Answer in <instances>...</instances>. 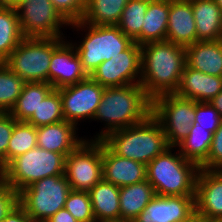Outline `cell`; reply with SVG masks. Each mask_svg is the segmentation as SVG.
<instances>
[{
  "label": "cell",
  "mask_w": 222,
  "mask_h": 222,
  "mask_svg": "<svg viewBox=\"0 0 222 222\" xmlns=\"http://www.w3.org/2000/svg\"><path fill=\"white\" fill-rule=\"evenodd\" d=\"M186 66L185 47L167 40L141 45L140 84L153 100L175 93Z\"/></svg>",
  "instance_id": "obj_1"
},
{
  "label": "cell",
  "mask_w": 222,
  "mask_h": 222,
  "mask_svg": "<svg viewBox=\"0 0 222 222\" xmlns=\"http://www.w3.org/2000/svg\"><path fill=\"white\" fill-rule=\"evenodd\" d=\"M152 112V100L138 84L106 87L93 120L105 121L106 126L95 140H102L110 132L141 123Z\"/></svg>",
  "instance_id": "obj_2"
},
{
  "label": "cell",
  "mask_w": 222,
  "mask_h": 222,
  "mask_svg": "<svg viewBox=\"0 0 222 222\" xmlns=\"http://www.w3.org/2000/svg\"><path fill=\"white\" fill-rule=\"evenodd\" d=\"M102 141L118 156L145 165L170 147L160 122L152 114L141 123L110 132Z\"/></svg>",
  "instance_id": "obj_3"
},
{
  "label": "cell",
  "mask_w": 222,
  "mask_h": 222,
  "mask_svg": "<svg viewBox=\"0 0 222 222\" xmlns=\"http://www.w3.org/2000/svg\"><path fill=\"white\" fill-rule=\"evenodd\" d=\"M170 146L146 165V180L159 196H195L200 167Z\"/></svg>",
  "instance_id": "obj_4"
},
{
  "label": "cell",
  "mask_w": 222,
  "mask_h": 222,
  "mask_svg": "<svg viewBox=\"0 0 222 222\" xmlns=\"http://www.w3.org/2000/svg\"><path fill=\"white\" fill-rule=\"evenodd\" d=\"M77 31L88 30L85 37L76 48L83 69L90 76L103 62L111 59L122 51L127 50L134 41L126 36L117 25H91L82 20L70 24Z\"/></svg>",
  "instance_id": "obj_5"
},
{
  "label": "cell",
  "mask_w": 222,
  "mask_h": 222,
  "mask_svg": "<svg viewBox=\"0 0 222 222\" xmlns=\"http://www.w3.org/2000/svg\"><path fill=\"white\" fill-rule=\"evenodd\" d=\"M65 156L38 146L14 158L1 172L0 178L19 193L45 177L65 174Z\"/></svg>",
  "instance_id": "obj_6"
},
{
  "label": "cell",
  "mask_w": 222,
  "mask_h": 222,
  "mask_svg": "<svg viewBox=\"0 0 222 222\" xmlns=\"http://www.w3.org/2000/svg\"><path fill=\"white\" fill-rule=\"evenodd\" d=\"M63 38L24 37L4 63L25 82H47L52 53Z\"/></svg>",
  "instance_id": "obj_7"
},
{
  "label": "cell",
  "mask_w": 222,
  "mask_h": 222,
  "mask_svg": "<svg viewBox=\"0 0 222 222\" xmlns=\"http://www.w3.org/2000/svg\"><path fill=\"white\" fill-rule=\"evenodd\" d=\"M71 187L65 175L45 177L18 193V204L32 222H45L64 208Z\"/></svg>",
  "instance_id": "obj_8"
},
{
  "label": "cell",
  "mask_w": 222,
  "mask_h": 222,
  "mask_svg": "<svg viewBox=\"0 0 222 222\" xmlns=\"http://www.w3.org/2000/svg\"><path fill=\"white\" fill-rule=\"evenodd\" d=\"M151 114L160 122L169 146L176 147L185 139L195 121L196 101L173 94L152 100Z\"/></svg>",
  "instance_id": "obj_9"
},
{
  "label": "cell",
  "mask_w": 222,
  "mask_h": 222,
  "mask_svg": "<svg viewBox=\"0 0 222 222\" xmlns=\"http://www.w3.org/2000/svg\"><path fill=\"white\" fill-rule=\"evenodd\" d=\"M71 190L90 191L103 179L102 140H83L66 158L65 174Z\"/></svg>",
  "instance_id": "obj_10"
},
{
  "label": "cell",
  "mask_w": 222,
  "mask_h": 222,
  "mask_svg": "<svg viewBox=\"0 0 222 222\" xmlns=\"http://www.w3.org/2000/svg\"><path fill=\"white\" fill-rule=\"evenodd\" d=\"M15 8L23 37L63 38L60 28L70 26L50 0H20Z\"/></svg>",
  "instance_id": "obj_11"
},
{
  "label": "cell",
  "mask_w": 222,
  "mask_h": 222,
  "mask_svg": "<svg viewBox=\"0 0 222 222\" xmlns=\"http://www.w3.org/2000/svg\"><path fill=\"white\" fill-rule=\"evenodd\" d=\"M90 77L105 88L140 83L141 46L134 42L127 50L103 61Z\"/></svg>",
  "instance_id": "obj_12"
},
{
  "label": "cell",
  "mask_w": 222,
  "mask_h": 222,
  "mask_svg": "<svg viewBox=\"0 0 222 222\" xmlns=\"http://www.w3.org/2000/svg\"><path fill=\"white\" fill-rule=\"evenodd\" d=\"M104 89L90 76L76 84L58 88L64 119L76 127L80 120L93 119Z\"/></svg>",
  "instance_id": "obj_13"
},
{
  "label": "cell",
  "mask_w": 222,
  "mask_h": 222,
  "mask_svg": "<svg viewBox=\"0 0 222 222\" xmlns=\"http://www.w3.org/2000/svg\"><path fill=\"white\" fill-rule=\"evenodd\" d=\"M195 214V196L155 195L132 222H183Z\"/></svg>",
  "instance_id": "obj_14"
},
{
  "label": "cell",
  "mask_w": 222,
  "mask_h": 222,
  "mask_svg": "<svg viewBox=\"0 0 222 222\" xmlns=\"http://www.w3.org/2000/svg\"><path fill=\"white\" fill-rule=\"evenodd\" d=\"M89 75L83 69L80 57L72 43L64 41L50 59L48 83L54 89L76 84Z\"/></svg>",
  "instance_id": "obj_15"
},
{
  "label": "cell",
  "mask_w": 222,
  "mask_h": 222,
  "mask_svg": "<svg viewBox=\"0 0 222 222\" xmlns=\"http://www.w3.org/2000/svg\"><path fill=\"white\" fill-rule=\"evenodd\" d=\"M195 213L222 219V170H199L195 188Z\"/></svg>",
  "instance_id": "obj_16"
},
{
  "label": "cell",
  "mask_w": 222,
  "mask_h": 222,
  "mask_svg": "<svg viewBox=\"0 0 222 222\" xmlns=\"http://www.w3.org/2000/svg\"><path fill=\"white\" fill-rule=\"evenodd\" d=\"M103 180L123 187L146 180V165L115 154L102 141Z\"/></svg>",
  "instance_id": "obj_17"
},
{
  "label": "cell",
  "mask_w": 222,
  "mask_h": 222,
  "mask_svg": "<svg viewBox=\"0 0 222 222\" xmlns=\"http://www.w3.org/2000/svg\"><path fill=\"white\" fill-rule=\"evenodd\" d=\"M166 40L183 47L197 42L191 0H169Z\"/></svg>",
  "instance_id": "obj_18"
},
{
  "label": "cell",
  "mask_w": 222,
  "mask_h": 222,
  "mask_svg": "<svg viewBox=\"0 0 222 222\" xmlns=\"http://www.w3.org/2000/svg\"><path fill=\"white\" fill-rule=\"evenodd\" d=\"M222 91V77L208 75L187 65L175 95L196 102H210Z\"/></svg>",
  "instance_id": "obj_19"
},
{
  "label": "cell",
  "mask_w": 222,
  "mask_h": 222,
  "mask_svg": "<svg viewBox=\"0 0 222 222\" xmlns=\"http://www.w3.org/2000/svg\"><path fill=\"white\" fill-rule=\"evenodd\" d=\"M74 124L64 120L61 122L37 127V146L67 157L83 140L77 138Z\"/></svg>",
  "instance_id": "obj_20"
},
{
  "label": "cell",
  "mask_w": 222,
  "mask_h": 222,
  "mask_svg": "<svg viewBox=\"0 0 222 222\" xmlns=\"http://www.w3.org/2000/svg\"><path fill=\"white\" fill-rule=\"evenodd\" d=\"M185 52L188 67L222 77V40L197 41L185 47Z\"/></svg>",
  "instance_id": "obj_21"
},
{
  "label": "cell",
  "mask_w": 222,
  "mask_h": 222,
  "mask_svg": "<svg viewBox=\"0 0 222 222\" xmlns=\"http://www.w3.org/2000/svg\"><path fill=\"white\" fill-rule=\"evenodd\" d=\"M197 41L222 40V10L214 0H191Z\"/></svg>",
  "instance_id": "obj_22"
},
{
  "label": "cell",
  "mask_w": 222,
  "mask_h": 222,
  "mask_svg": "<svg viewBox=\"0 0 222 222\" xmlns=\"http://www.w3.org/2000/svg\"><path fill=\"white\" fill-rule=\"evenodd\" d=\"M88 192L96 222H121L120 187L102 179Z\"/></svg>",
  "instance_id": "obj_23"
},
{
  "label": "cell",
  "mask_w": 222,
  "mask_h": 222,
  "mask_svg": "<svg viewBox=\"0 0 222 222\" xmlns=\"http://www.w3.org/2000/svg\"><path fill=\"white\" fill-rule=\"evenodd\" d=\"M155 195L153 186L147 180L120 187L121 222H132Z\"/></svg>",
  "instance_id": "obj_24"
},
{
  "label": "cell",
  "mask_w": 222,
  "mask_h": 222,
  "mask_svg": "<svg viewBox=\"0 0 222 222\" xmlns=\"http://www.w3.org/2000/svg\"><path fill=\"white\" fill-rule=\"evenodd\" d=\"M169 16V0H151L141 30V45L165 41Z\"/></svg>",
  "instance_id": "obj_25"
},
{
  "label": "cell",
  "mask_w": 222,
  "mask_h": 222,
  "mask_svg": "<svg viewBox=\"0 0 222 222\" xmlns=\"http://www.w3.org/2000/svg\"><path fill=\"white\" fill-rule=\"evenodd\" d=\"M53 89L47 82H25L16 104L9 113L17 121H27Z\"/></svg>",
  "instance_id": "obj_26"
},
{
  "label": "cell",
  "mask_w": 222,
  "mask_h": 222,
  "mask_svg": "<svg viewBox=\"0 0 222 222\" xmlns=\"http://www.w3.org/2000/svg\"><path fill=\"white\" fill-rule=\"evenodd\" d=\"M129 0H86L82 21L91 25H118Z\"/></svg>",
  "instance_id": "obj_27"
},
{
  "label": "cell",
  "mask_w": 222,
  "mask_h": 222,
  "mask_svg": "<svg viewBox=\"0 0 222 222\" xmlns=\"http://www.w3.org/2000/svg\"><path fill=\"white\" fill-rule=\"evenodd\" d=\"M213 133L193 123L188 136L178 145L180 154L199 167L207 160L212 143Z\"/></svg>",
  "instance_id": "obj_28"
},
{
  "label": "cell",
  "mask_w": 222,
  "mask_h": 222,
  "mask_svg": "<svg viewBox=\"0 0 222 222\" xmlns=\"http://www.w3.org/2000/svg\"><path fill=\"white\" fill-rule=\"evenodd\" d=\"M23 38L16 8L0 6V62L9 57Z\"/></svg>",
  "instance_id": "obj_29"
},
{
  "label": "cell",
  "mask_w": 222,
  "mask_h": 222,
  "mask_svg": "<svg viewBox=\"0 0 222 222\" xmlns=\"http://www.w3.org/2000/svg\"><path fill=\"white\" fill-rule=\"evenodd\" d=\"M151 0H129L122 11L118 28L141 46V30Z\"/></svg>",
  "instance_id": "obj_30"
},
{
  "label": "cell",
  "mask_w": 222,
  "mask_h": 222,
  "mask_svg": "<svg viewBox=\"0 0 222 222\" xmlns=\"http://www.w3.org/2000/svg\"><path fill=\"white\" fill-rule=\"evenodd\" d=\"M37 146L36 127L26 121L15 120L14 130L8 143L7 165L16 157Z\"/></svg>",
  "instance_id": "obj_31"
},
{
  "label": "cell",
  "mask_w": 222,
  "mask_h": 222,
  "mask_svg": "<svg viewBox=\"0 0 222 222\" xmlns=\"http://www.w3.org/2000/svg\"><path fill=\"white\" fill-rule=\"evenodd\" d=\"M64 120L61 96L57 89H53L26 122L37 128Z\"/></svg>",
  "instance_id": "obj_32"
},
{
  "label": "cell",
  "mask_w": 222,
  "mask_h": 222,
  "mask_svg": "<svg viewBox=\"0 0 222 222\" xmlns=\"http://www.w3.org/2000/svg\"><path fill=\"white\" fill-rule=\"evenodd\" d=\"M25 81L4 62L0 63V112H10L22 92Z\"/></svg>",
  "instance_id": "obj_33"
},
{
  "label": "cell",
  "mask_w": 222,
  "mask_h": 222,
  "mask_svg": "<svg viewBox=\"0 0 222 222\" xmlns=\"http://www.w3.org/2000/svg\"><path fill=\"white\" fill-rule=\"evenodd\" d=\"M64 208L79 222H96L90 195L87 191L71 190Z\"/></svg>",
  "instance_id": "obj_34"
},
{
  "label": "cell",
  "mask_w": 222,
  "mask_h": 222,
  "mask_svg": "<svg viewBox=\"0 0 222 222\" xmlns=\"http://www.w3.org/2000/svg\"><path fill=\"white\" fill-rule=\"evenodd\" d=\"M222 117L210 102H196V116L194 123L213 134L219 128Z\"/></svg>",
  "instance_id": "obj_35"
},
{
  "label": "cell",
  "mask_w": 222,
  "mask_h": 222,
  "mask_svg": "<svg viewBox=\"0 0 222 222\" xmlns=\"http://www.w3.org/2000/svg\"><path fill=\"white\" fill-rule=\"evenodd\" d=\"M56 10L69 23L82 20L86 9V0H50Z\"/></svg>",
  "instance_id": "obj_36"
},
{
  "label": "cell",
  "mask_w": 222,
  "mask_h": 222,
  "mask_svg": "<svg viewBox=\"0 0 222 222\" xmlns=\"http://www.w3.org/2000/svg\"><path fill=\"white\" fill-rule=\"evenodd\" d=\"M15 119L9 112H0V172L7 166L8 143L12 136Z\"/></svg>",
  "instance_id": "obj_37"
},
{
  "label": "cell",
  "mask_w": 222,
  "mask_h": 222,
  "mask_svg": "<svg viewBox=\"0 0 222 222\" xmlns=\"http://www.w3.org/2000/svg\"><path fill=\"white\" fill-rule=\"evenodd\" d=\"M200 168L222 170V122L213 134L207 160L200 166Z\"/></svg>",
  "instance_id": "obj_38"
},
{
  "label": "cell",
  "mask_w": 222,
  "mask_h": 222,
  "mask_svg": "<svg viewBox=\"0 0 222 222\" xmlns=\"http://www.w3.org/2000/svg\"><path fill=\"white\" fill-rule=\"evenodd\" d=\"M18 203V193L0 178V220Z\"/></svg>",
  "instance_id": "obj_39"
},
{
  "label": "cell",
  "mask_w": 222,
  "mask_h": 222,
  "mask_svg": "<svg viewBox=\"0 0 222 222\" xmlns=\"http://www.w3.org/2000/svg\"><path fill=\"white\" fill-rule=\"evenodd\" d=\"M0 222H32L25 210L17 203Z\"/></svg>",
  "instance_id": "obj_40"
},
{
  "label": "cell",
  "mask_w": 222,
  "mask_h": 222,
  "mask_svg": "<svg viewBox=\"0 0 222 222\" xmlns=\"http://www.w3.org/2000/svg\"><path fill=\"white\" fill-rule=\"evenodd\" d=\"M45 222H79L77 221L67 209L62 208Z\"/></svg>",
  "instance_id": "obj_41"
},
{
  "label": "cell",
  "mask_w": 222,
  "mask_h": 222,
  "mask_svg": "<svg viewBox=\"0 0 222 222\" xmlns=\"http://www.w3.org/2000/svg\"><path fill=\"white\" fill-rule=\"evenodd\" d=\"M210 103L212 106L219 112V115L222 117V91L215 96Z\"/></svg>",
  "instance_id": "obj_42"
},
{
  "label": "cell",
  "mask_w": 222,
  "mask_h": 222,
  "mask_svg": "<svg viewBox=\"0 0 222 222\" xmlns=\"http://www.w3.org/2000/svg\"><path fill=\"white\" fill-rule=\"evenodd\" d=\"M20 0H0V6L3 7H16Z\"/></svg>",
  "instance_id": "obj_43"
},
{
  "label": "cell",
  "mask_w": 222,
  "mask_h": 222,
  "mask_svg": "<svg viewBox=\"0 0 222 222\" xmlns=\"http://www.w3.org/2000/svg\"><path fill=\"white\" fill-rule=\"evenodd\" d=\"M183 222H202V217L199 214L195 213L188 220Z\"/></svg>",
  "instance_id": "obj_44"
},
{
  "label": "cell",
  "mask_w": 222,
  "mask_h": 222,
  "mask_svg": "<svg viewBox=\"0 0 222 222\" xmlns=\"http://www.w3.org/2000/svg\"><path fill=\"white\" fill-rule=\"evenodd\" d=\"M202 222H222V219H210L202 217Z\"/></svg>",
  "instance_id": "obj_45"
},
{
  "label": "cell",
  "mask_w": 222,
  "mask_h": 222,
  "mask_svg": "<svg viewBox=\"0 0 222 222\" xmlns=\"http://www.w3.org/2000/svg\"><path fill=\"white\" fill-rule=\"evenodd\" d=\"M222 10V0H214Z\"/></svg>",
  "instance_id": "obj_46"
}]
</instances>
